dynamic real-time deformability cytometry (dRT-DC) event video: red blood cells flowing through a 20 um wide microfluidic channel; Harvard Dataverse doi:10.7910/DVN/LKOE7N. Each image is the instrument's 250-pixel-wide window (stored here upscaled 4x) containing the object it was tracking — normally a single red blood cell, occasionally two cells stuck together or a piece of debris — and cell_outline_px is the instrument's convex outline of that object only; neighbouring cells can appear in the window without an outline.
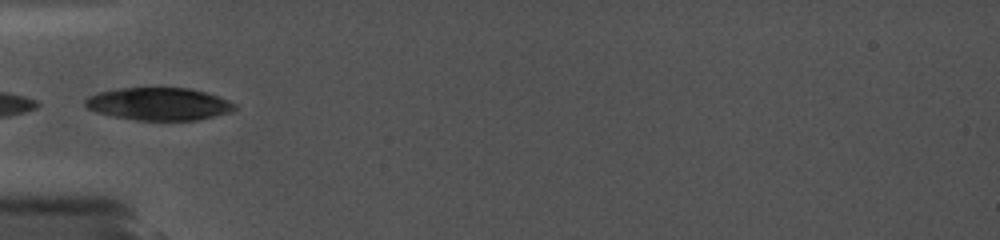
{"species": "common noctule bat (a hibernating species)", "species_latin": "Nyctalus noctula", "temperature_condition": "cold", "stored_images_in_passage": 10, "camera_frame_rate_fps": 5000, "um_per_image_px": 0.085, "animal": {"sex": "female", "body_mass_g": 19.0, "forearm_length_mm": 56.7}, "frame": {"image": 1, "passage_image": 1, "time_ms": 0.0, "image_size_px": [1000, 240], "cell_outline_px": [[236, 108], [232, 112], [196, 120], [136, 120], [112, 116], [96, 112], [88, 108], [84, 104], [84, 100], [88, 96], [96, 92], [120, 88], [188, 88], [204, 92], [228, 100], [236, 104]], "centroid_in_image_um": [13.47, 8.84], "position_along_channel_um": 71.5, "area_um2": 28.38}}